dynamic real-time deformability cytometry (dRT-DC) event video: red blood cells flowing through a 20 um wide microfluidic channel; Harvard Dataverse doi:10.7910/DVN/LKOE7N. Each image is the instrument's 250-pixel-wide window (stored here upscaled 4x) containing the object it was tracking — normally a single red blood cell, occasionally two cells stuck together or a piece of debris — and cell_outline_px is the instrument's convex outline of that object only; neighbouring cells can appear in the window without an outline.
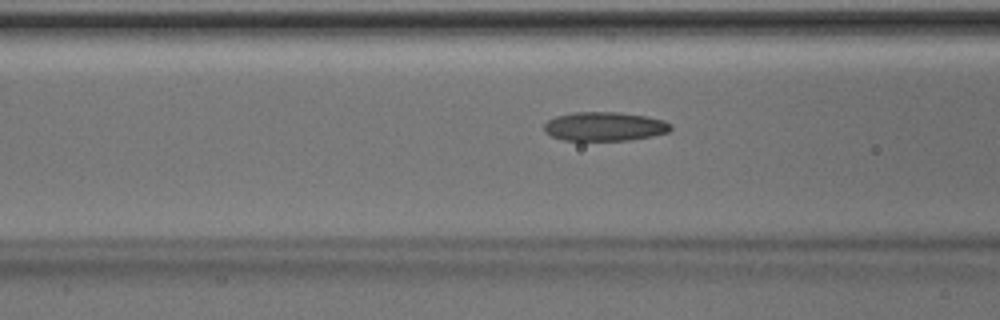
{"species": "Egyptian fruit bat (a non-hibernating species)", "species_latin": "Rousettus aegyptiacus", "temperature_condition": "room temperature", "stored_images_in_passage": 24, "camera_frame_rate_fps": 3000, "um_per_image_px": 0.085, "animal": {"sex": "male"}, "frame": {"image": 1, "passage_image": 4, "time_ms": 1.0, "image_size_px": [1000, 320], "cell_outline_px": [[672, 128], [668, 132], [652, 136], [628, 140], [564, 140], [552, 136], [544, 132], [544, 124], [548, 120], [556, 116], [572, 112], [616, 112], [648, 116], [664, 120], [672, 124]], "centroid_in_image_um": [51.4, 10.74], "position_along_channel_um": 115.2, "area_um2": 21.44}}
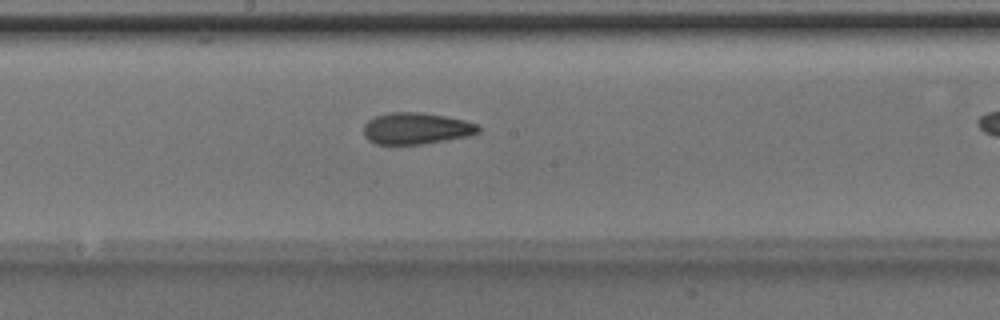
{"frame": {"image": 2, "passage_image": 11, "time_ms": 3.333, "image_size_px": [1000, 320], "cell_outline_px": [[480, 132], [472, 136], [424, 144], [376, 144], [368, 140], [364, 136], [364, 124], [368, 120], [376, 116], [388, 112], [420, 112], [444, 116], [464, 120], [480, 124]], "centroid_in_image_um": [35.42, 10.92], "position_along_channel_um": 212.8, "area_um2": 21.39}}
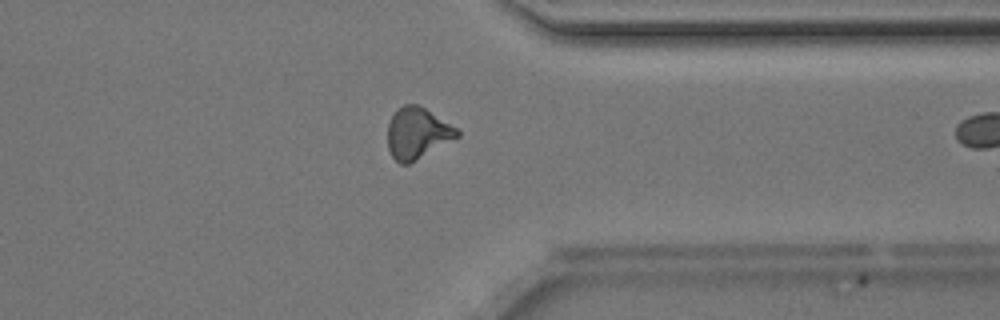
{"frame": {"image": 3, "passage_image": 23, "time_ms": 7.333, "image_size_px": [1000, 320], "cell_outline_px": [[460, 136], [408, 164], [400, 164], [392, 156], [388, 148], [388, 124], [396, 108], [404, 104], [416, 104], [424, 108], [456, 128], [460, 132]], "centroid_in_image_um": [35.45, 11.32], "position_along_channel_um": 376.0, "area_um2": 20.46}}